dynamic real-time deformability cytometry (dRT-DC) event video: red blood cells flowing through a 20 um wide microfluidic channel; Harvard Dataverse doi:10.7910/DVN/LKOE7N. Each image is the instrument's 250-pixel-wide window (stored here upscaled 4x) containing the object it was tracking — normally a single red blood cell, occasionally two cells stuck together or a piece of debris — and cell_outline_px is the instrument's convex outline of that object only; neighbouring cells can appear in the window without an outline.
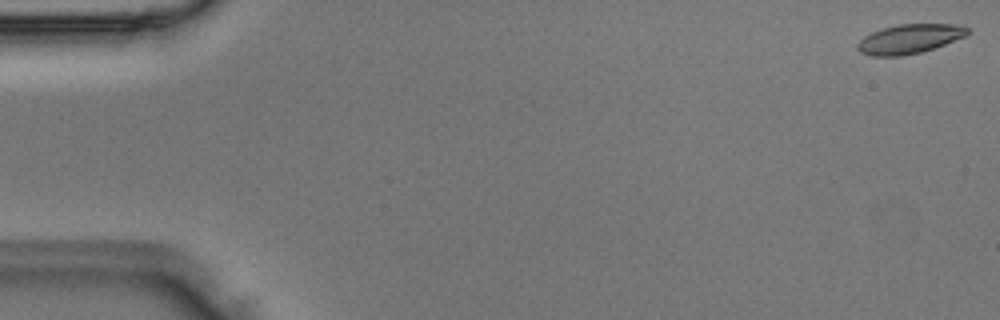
{"species": "Egyptian fruit bat (a non-hibernating species)", "species_latin": "Rousettus aegyptiacus", "temperature_condition": "room temperature", "stored_images_in_passage": 48, "camera_frame_rate_fps": 3000, "um_per_image_px": 0.085, "animal": {"sex": "male"}, "frame": {"image": 1, "passage_image": 1, "time_ms": 0.0, "image_size_px": [1000, 320], "cell_outline_px": [[972, 32], [964, 36], [944, 44], [920, 52], [900, 56], [872, 56], [860, 52], [856, 48], [856, 44], [864, 36], [872, 32], [884, 28], [900, 24], [956, 24], [968, 28]], "centroid_in_image_um": [77.28, 3.3], "position_along_channel_um": 7.7, "area_um2": 18.61}}
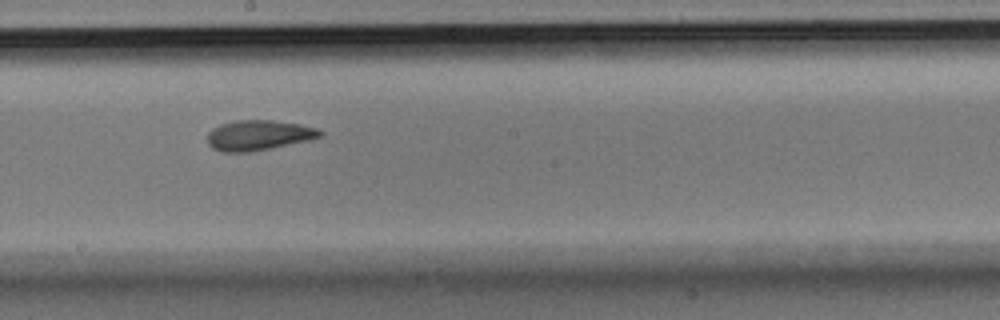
{"frame": {"image": 2, "passage_image": 27, "time_ms": 8.667, "image_size_px": [1000, 320], "cell_outline_px": [[324, 132], [320, 136], [312, 140], [248, 152], [220, 152], [212, 148], [208, 144], [208, 132], [212, 128], [220, 124], [236, 120], [272, 120], [300, 124], [316, 128]], "centroid_in_image_um": [21.97, 11.49], "position_along_channel_um": 226.2, "area_um2": 19.88}}
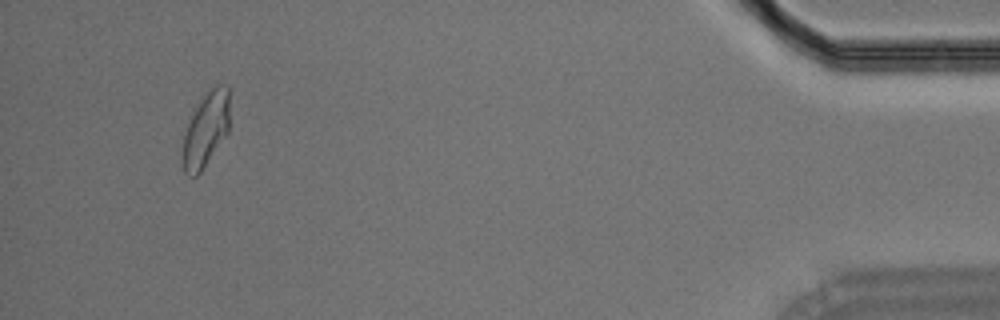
{"frame": {"image": 3, "passage_image": 46, "time_ms": 15.0, "image_size_px": [1000, 320], "cell_outline_px": [[228, 132], [200, 172], [196, 176], [192, 176], [184, 172], [180, 156], [184, 136], [192, 112], [204, 96], [216, 84], [220, 84], [228, 88]], "centroid_in_image_um": [17.46, 11.05], "position_along_channel_um": 417.7, "area_um2": 20.06}}